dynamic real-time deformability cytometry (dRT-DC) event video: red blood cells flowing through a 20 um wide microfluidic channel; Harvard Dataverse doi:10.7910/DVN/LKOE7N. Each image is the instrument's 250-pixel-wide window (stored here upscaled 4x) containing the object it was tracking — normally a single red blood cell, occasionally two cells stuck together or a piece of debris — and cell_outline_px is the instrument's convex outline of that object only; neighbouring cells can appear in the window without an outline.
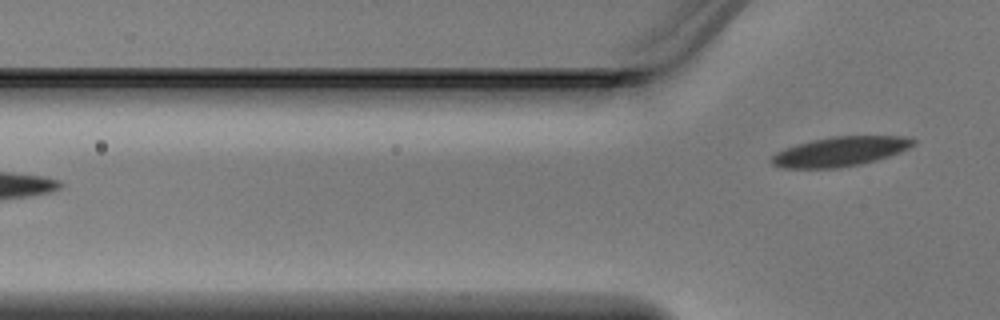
{"species": "Egyptian fruit bat (a non-hibernating species)", "species_latin": "Rousettus aegyptiacus", "temperature_condition": "warm", "stored_images_in_passage": 3, "camera_frame_rate_fps": 3000, "um_per_image_px": 0.085, "animal": {"sex": "male"}, "frame": {"image": 1, "passage_image": 3, "time_ms": 0.667, "image_size_px": [1000, 320], "cell_outline_px": [[916, 144], [900, 152], [876, 160], [860, 164], [836, 168], [784, 168], [772, 164], [768, 160], [776, 152], [784, 148], [796, 144], [812, 140], [832, 136], [904, 136], [916, 140]], "centroid_in_image_um": [71.39, 12.87], "position_along_channel_um": 54.4, "area_um2": 24.45}}